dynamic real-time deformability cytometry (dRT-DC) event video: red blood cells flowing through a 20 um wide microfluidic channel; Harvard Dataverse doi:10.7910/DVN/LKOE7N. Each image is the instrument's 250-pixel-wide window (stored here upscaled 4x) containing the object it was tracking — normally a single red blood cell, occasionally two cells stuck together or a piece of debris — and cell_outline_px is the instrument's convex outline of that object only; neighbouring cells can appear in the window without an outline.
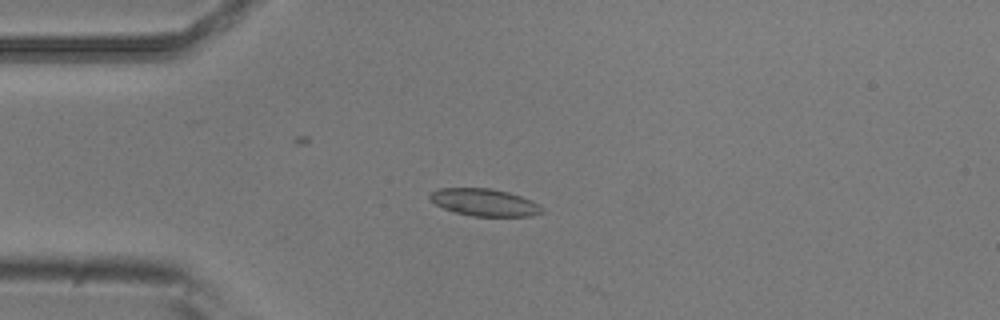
{"species": "common noctule bat (a hibernating species)", "species_latin": "Nyctalus noctula", "temperature_condition": "room temperature", "stored_images_in_passage": 4, "camera_frame_rate_fps": 3000, "um_per_image_px": 0.085, "animal": {"sex": "male", "body_mass_g": 20.5, "forearm_length_mm": 52.5}, "frame": {"image": 1, "passage_image": 3, "time_ms": 0.667, "image_size_px": [1000, 320], "cell_outline_px": [[544, 212], [528, 216], [472, 216], [456, 212], [444, 208], [428, 200], [428, 196], [432, 192], [440, 188], [492, 188], [508, 192], [532, 200], [540, 204], [544, 208]], "centroid_in_image_um": [41.19, 17.2], "position_along_channel_um": 43.8, "area_um2": 17.86}}